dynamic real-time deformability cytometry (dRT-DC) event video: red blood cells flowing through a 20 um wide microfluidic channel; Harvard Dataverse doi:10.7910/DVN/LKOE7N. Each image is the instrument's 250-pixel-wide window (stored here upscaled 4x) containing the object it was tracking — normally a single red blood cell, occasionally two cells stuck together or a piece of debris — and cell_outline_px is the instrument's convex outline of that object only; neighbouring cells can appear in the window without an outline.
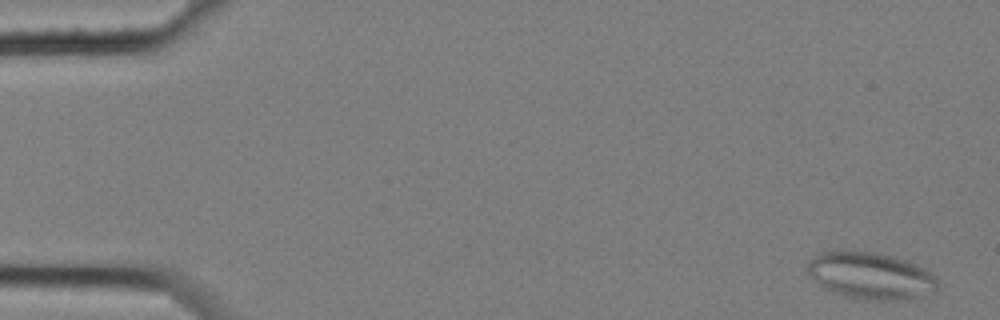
{"species": "common noctule bat (a hibernating species)", "species_latin": "Nyctalus noctula", "temperature_condition": "cold", "stored_images_in_passage": 7, "camera_frame_rate_fps": 3000, "um_per_image_px": 0.085, "animal": {"sex": "female", "body_mass_g": 25.1}, "frame": {"image": 1, "passage_image": 1, "time_ms": 0.0, "image_size_px": [1000, 320], "cell_outline_px": [[940, 288], [936, 292], [908, 300], [872, 300], [844, 296], [820, 288], [808, 276], [808, 264], [820, 252], [844, 248], [876, 252], [904, 260], [916, 264], [932, 272], [940, 280]], "centroid_in_image_um": [74.02, 23.43], "position_along_channel_um": 11.0, "area_um2": 36.7}}